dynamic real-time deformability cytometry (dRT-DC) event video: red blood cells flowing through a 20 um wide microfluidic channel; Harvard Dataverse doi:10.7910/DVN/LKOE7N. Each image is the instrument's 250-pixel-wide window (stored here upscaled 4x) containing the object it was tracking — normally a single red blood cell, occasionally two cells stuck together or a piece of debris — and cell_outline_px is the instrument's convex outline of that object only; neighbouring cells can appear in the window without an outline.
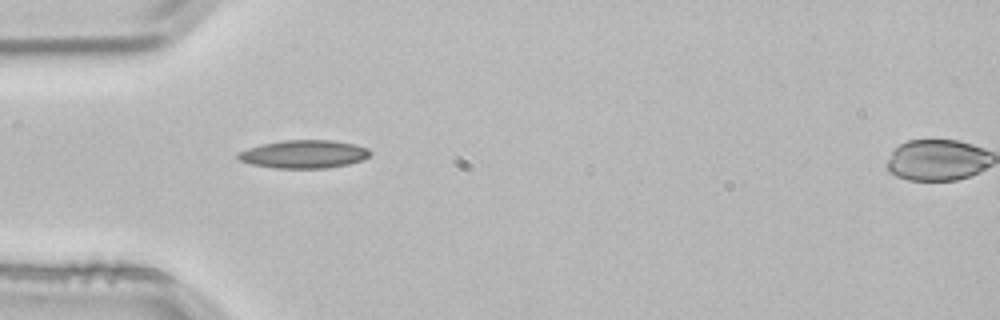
{"species": "common noctule bat (a hibernating species)", "species_latin": "Nyctalus noctula", "temperature_condition": "room temperature", "stored_images_in_passage": 2, "segment_of_instrument_passage": [1, 2], "camera_frame_rate_fps": 3000, "um_per_image_px": 0.085, "animal": {"sex": "male", "body_mass_g": 21.5, "forearm_length_mm": 52.0}, "frame": {"image": 1, "passage_image": 1, "time_ms": 0.0, "image_size_px": [1000, 320], "cell_outline_px": [[372, 152], [364, 160], [348, 164], [328, 168], [272, 168], [252, 164], [240, 160], [236, 156], [236, 152], [260, 144], [284, 140], [332, 140], [356, 144], [368, 148]], "centroid_in_image_um": [25.83, 13.1], "position_along_channel_um": 59.2, "area_um2": 21.85}}